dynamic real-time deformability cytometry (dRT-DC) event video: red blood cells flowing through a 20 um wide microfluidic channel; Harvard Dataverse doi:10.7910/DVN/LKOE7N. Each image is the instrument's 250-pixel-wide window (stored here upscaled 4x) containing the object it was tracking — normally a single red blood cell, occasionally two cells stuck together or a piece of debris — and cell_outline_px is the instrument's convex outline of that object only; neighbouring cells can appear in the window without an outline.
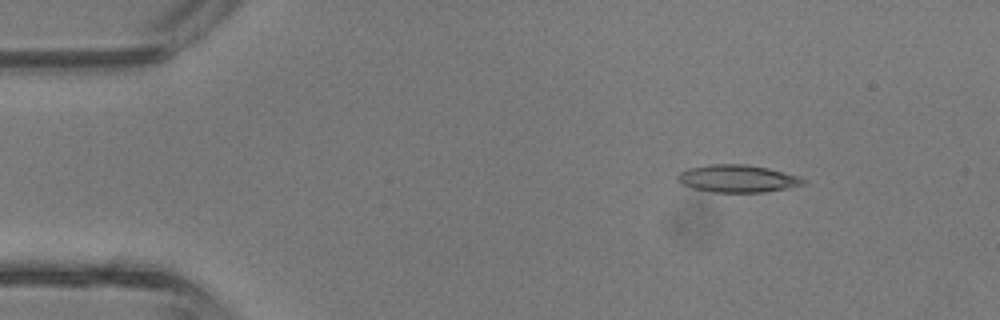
{"species": "common noctule bat (a hibernating species)", "species_latin": "Nyctalus noctula", "temperature_condition": "room temperature", "stored_images_in_passage": 4, "camera_frame_rate_fps": 3000, "um_per_image_px": 0.085, "animal": {"sex": "male", "body_mass_g": 13.3}, "frame": {"image": 1, "passage_image": 2, "time_ms": 0.333, "image_size_px": [1000, 320], "cell_outline_px": [[808, 180], [804, 184], [788, 188], [764, 192], [712, 192], [692, 188], [676, 180], [676, 176], [680, 172], [688, 168], [708, 164], [744, 164], [768, 168], [800, 176]], "centroid_in_image_um": [62.7, 15.18], "position_along_channel_um": 22.3, "area_um2": 20.23}}
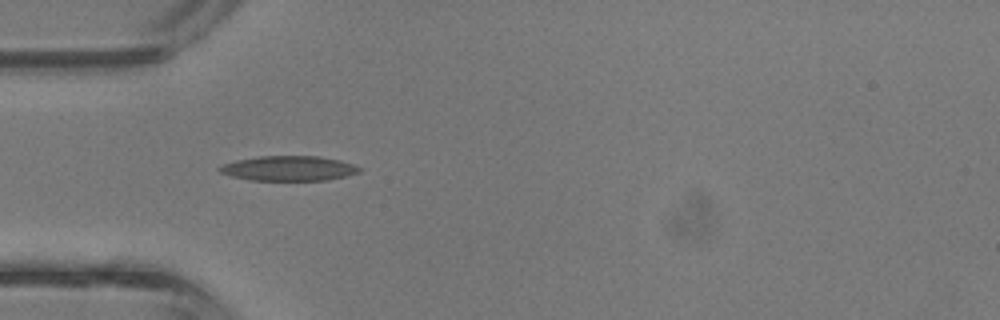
{"frame": {"image": 2, "passage_image": 4, "time_ms": 1.0, "image_size_px": [1000, 320], "cell_outline_px": [[364, 168], [360, 172], [328, 180], [252, 180], [232, 176], [220, 172], [216, 168], [224, 164], [236, 160], [260, 156], [316, 156], [340, 160]], "centroid_in_image_um": [24.56, 14.31], "position_along_channel_um": 60.4, "area_um2": 20.17}}